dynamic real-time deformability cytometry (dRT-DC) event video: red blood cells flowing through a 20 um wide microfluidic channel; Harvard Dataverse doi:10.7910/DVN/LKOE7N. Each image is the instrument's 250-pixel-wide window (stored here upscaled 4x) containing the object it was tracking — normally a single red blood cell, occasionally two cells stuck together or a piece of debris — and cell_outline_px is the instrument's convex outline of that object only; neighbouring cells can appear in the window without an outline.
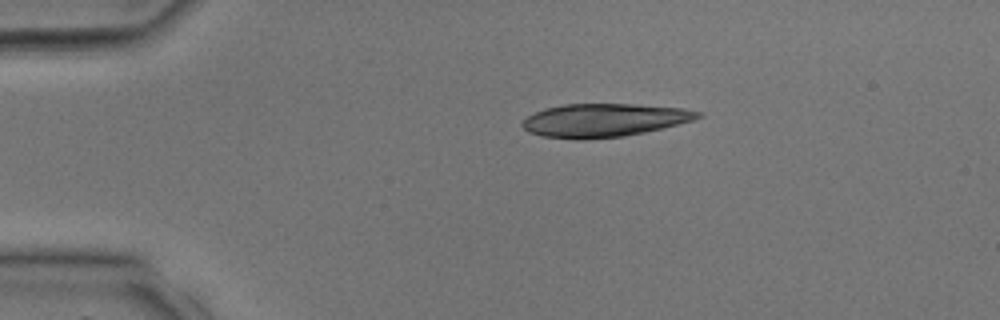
{"species": "common noctule bat (a hibernating species)", "species_latin": "Nyctalus noctula", "temperature_condition": "room temperature", "stored_images_in_passage": 26, "camera_frame_rate_fps": 3000, "um_per_image_px": 0.085, "animal": {"sex": "male", "body_mass_g": 17.9, "forearm_length_mm": 54.2}, "frame": {"image": 1, "passage_image": 1, "time_ms": 0.0, "image_size_px": [1000, 320], "cell_outline_px": [[704, 116], [692, 120], [664, 128], [624, 136], [584, 140], [576, 140], [544, 136], [528, 132], [520, 124], [528, 116], [544, 108], [564, 104], [632, 104], [684, 108], [704, 112]], "centroid_in_image_um": [51.36, 10.22], "position_along_channel_um": 33.6, "area_um2": 34.22}}